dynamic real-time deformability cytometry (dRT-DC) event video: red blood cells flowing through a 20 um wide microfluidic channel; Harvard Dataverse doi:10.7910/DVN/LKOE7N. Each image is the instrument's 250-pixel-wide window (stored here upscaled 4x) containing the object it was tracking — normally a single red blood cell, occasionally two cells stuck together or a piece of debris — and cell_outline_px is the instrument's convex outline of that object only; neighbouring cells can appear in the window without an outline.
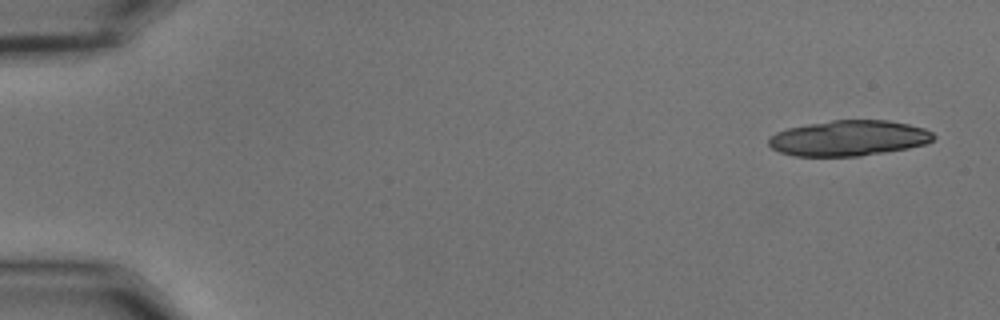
{"species": "common noctule bat (a hibernating species)", "species_latin": "Nyctalus noctula", "temperature_condition": "cold", "stored_images_in_passage": 24, "camera_frame_rate_fps": 3000, "um_per_image_px": 0.085, "animal": {"sex": "male", "body_mass_g": 15.6}, "frame": {"image": 1, "passage_image": 3, "time_ms": 0.667, "image_size_px": [1000, 320], "cell_outline_px": [[936, 136], [932, 140], [924, 144], [908, 148], [860, 156], [796, 156], [780, 152], [772, 148], [768, 144], [768, 140], [776, 132], [788, 128], [808, 124], [832, 120], [888, 120], [908, 124], [924, 128], [932, 132]], "centroid_in_image_um": [72.15, 11.74], "position_along_channel_um": 12.9, "area_um2": 33.99}}